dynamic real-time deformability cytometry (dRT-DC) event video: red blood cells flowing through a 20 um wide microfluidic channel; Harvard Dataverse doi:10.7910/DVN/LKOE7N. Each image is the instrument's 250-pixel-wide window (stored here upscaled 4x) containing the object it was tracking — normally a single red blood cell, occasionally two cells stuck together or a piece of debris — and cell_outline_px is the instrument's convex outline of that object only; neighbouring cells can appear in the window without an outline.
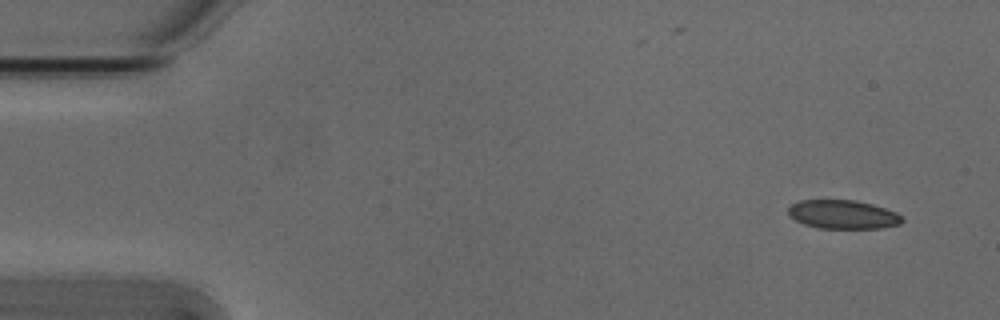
{"species": "Egyptian fruit bat (a non-hibernating species)", "species_latin": "Rousettus aegyptiacus", "temperature_condition": "cold", "stored_images_in_passage": 5, "camera_frame_rate_fps": 3000, "um_per_image_px": 0.085, "animal": {"sex": "male"}, "frame": {"image": 1, "passage_image": 1, "time_ms": 0.0, "image_size_px": [1000, 320], "cell_outline_px": [[904, 220], [900, 224], [880, 228], [820, 228], [804, 224], [788, 216], [788, 208], [792, 204], [800, 200], [856, 200], [872, 204], [896, 212]], "centroid_in_image_um": [71.63, 18.22], "position_along_channel_um": 13.4, "area_um2": 19.02}}
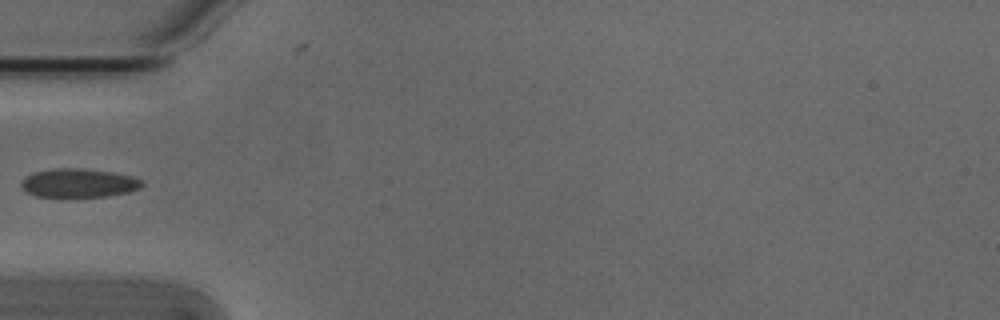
{"frame": {"image": 2, "passage_image": 4, "time_ms": 1.0, "image_size_px": [1000, 320], "cell_outline_px": [[144, 184], [140, 188], [128, 192], [108, 196], [36, 196], [28, 192], [20, 184], [32, 172], [52, 168], [80, 168], [112, 172], [132, 176], [140, 180]], "centroid_in_image_um": [6.71, 15.54], "position_along_channel_um": 78.3, "area_um2": 19.94}}
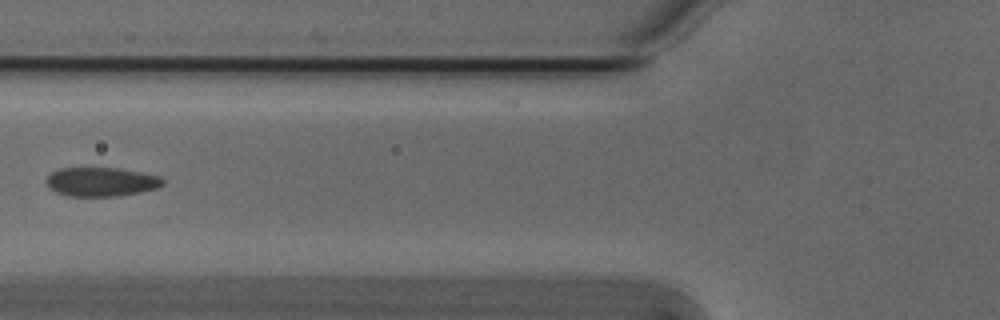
{"frame": {"image": 3, "passage_image": 5, "time_ms": 1.333, "image_size_px": [1000, 320], "cell_outline_px": [[164, 184], [156, 188], [140, 192], [120, 196], [64, 196], [48, 188], [44, 180], [52, 172], [60, 168], [116, 168], [160, 176], [164, 180]], "centroid_in_image_um": [8.56, 15.46], "position_along_channel_um": 117.2, "area_um2": 19.77}}